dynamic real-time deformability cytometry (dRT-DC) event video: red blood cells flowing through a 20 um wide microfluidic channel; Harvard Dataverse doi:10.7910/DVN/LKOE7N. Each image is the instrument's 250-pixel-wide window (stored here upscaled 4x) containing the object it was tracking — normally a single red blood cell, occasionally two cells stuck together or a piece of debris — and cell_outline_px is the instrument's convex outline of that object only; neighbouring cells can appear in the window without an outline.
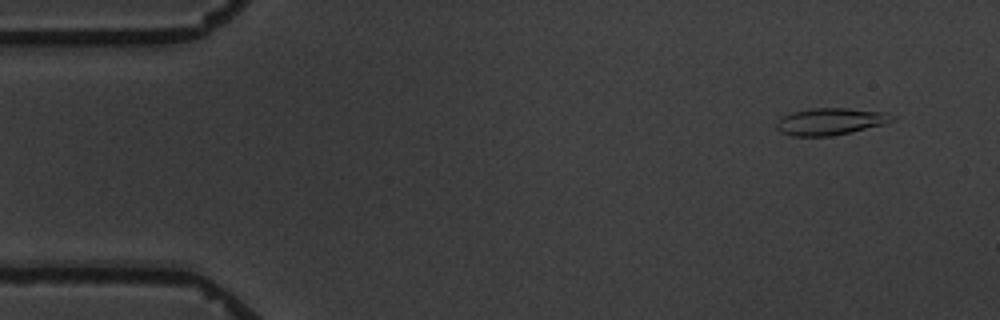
{"species": "common noctule bat (a hibernating species)", "species_latin": "Nyctalus noctula", "temperature_condition": "warm", "stored_images_in_passage": 3, "camera_frame_rate_fps": 3000, "um_per_image_px": 0.085, "animal": {"sex": "male", "body_mass_g": 19.5, "forearm_length_mm": 54.6}, "frame": {"image": 1, "passage_image": 1, "time_ms": 0.0, "image_size_px": [1000, 320], "cell_outline_px": [[896, 120], [884, 124], [852, 132], [832, 136], [792, 136], [780, 132], [776, 128], [776, 124], [784, 116], [792, 112], [808, 108], [848, 108], [888, 112]], "centroid_in_image_um": [70.61, 10.32], "position_along_channel_um": 14.4, "area_um2": 18.26}}